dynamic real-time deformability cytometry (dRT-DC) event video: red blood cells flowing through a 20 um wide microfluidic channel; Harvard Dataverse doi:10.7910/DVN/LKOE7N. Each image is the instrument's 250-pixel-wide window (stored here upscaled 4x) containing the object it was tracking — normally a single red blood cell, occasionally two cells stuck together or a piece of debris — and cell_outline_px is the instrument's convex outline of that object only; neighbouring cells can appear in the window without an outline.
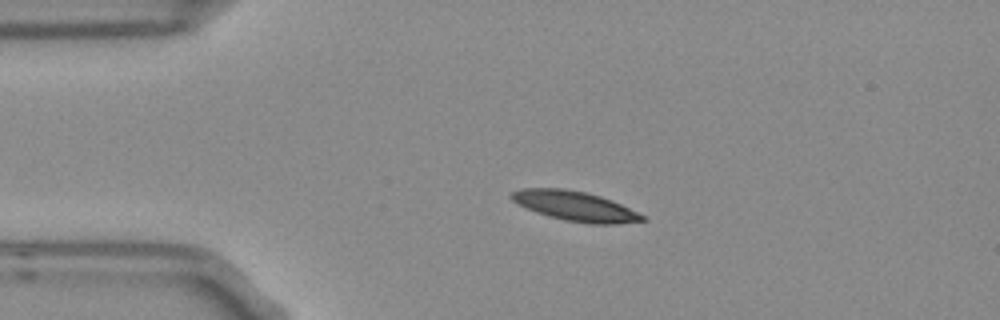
{"species": "Egyptian fruit bat (a non-hibernating species)", "species_latin": "Rousettus aegyptiacus", "temperature_condition": "room temperature", "stored_images_in_passage": 2, "camera_frame_rate_fps": 3000, "um_per_image_px": 0.085, "frame": {"image": 1, "passage_image": 1, "time_ms": 0.0, "image_size_px": [1000, 320], "cell_outline_px": [[648, 220], [616, 224], [588, 224], [564, 220], [548, 216], [536, 212], [512, 200], [508, 196], [512, 192], [524, 188], [564, 188], [588, 192], [612, 200], [644, 216]], "centroid_in_image_um": [48.88, 17.52], "position_along_channel_um": 36.1, "area_um2": 22.6}}